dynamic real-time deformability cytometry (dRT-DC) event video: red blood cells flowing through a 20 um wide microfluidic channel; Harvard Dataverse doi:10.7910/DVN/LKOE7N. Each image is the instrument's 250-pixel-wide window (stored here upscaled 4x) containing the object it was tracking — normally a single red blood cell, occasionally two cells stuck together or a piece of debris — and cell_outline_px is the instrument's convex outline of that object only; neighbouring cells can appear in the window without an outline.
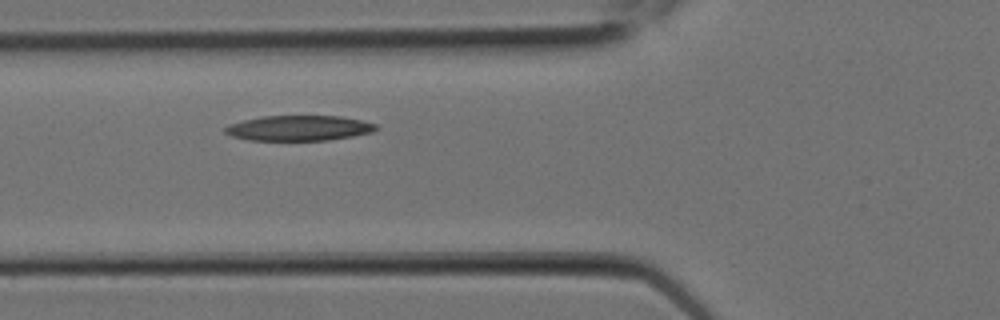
{"species": "Egyptian fruit bat (a non-hibernating species)", "species_latin": "Rousettus aegyptiacus", "temperature_condition": "room temperature", "stored_images_in_passage": 3, "camera_frame_rate_fps": 3000, "um_per_image_px": 0.085, "animal": {"sex": "female"}, "frame": {"image": 1, "passage_image": 2, "time_ms": 0.333, "image_size_px": [1000, 320], "cell_outline_px": [[380, 128], [372, 132], [352, 136], [328, 140], [248, 140], [232, 136], [224, 132], [224, 128], [228, 124], [260, 116], [340, 116], [360, 120], [376, 124]], "centroid_in_image_um": [25.39, 10.88], "position_along_channel_um": 100.4, "area_um2": 22.2}}
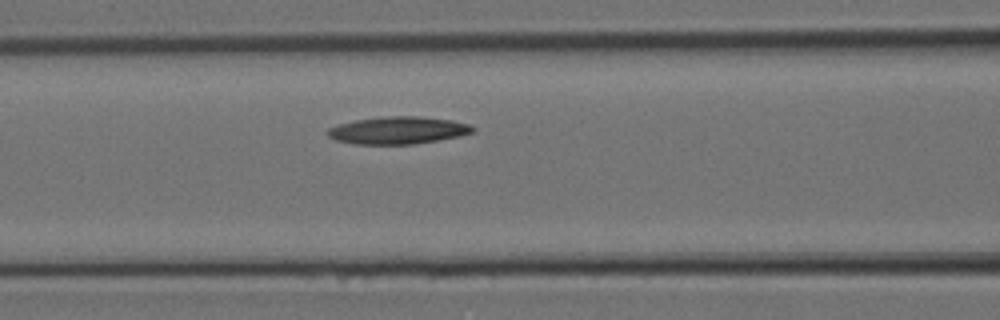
{"frame": {"image": 2, "passage_image": 3, "time_ms": 0.667, "image_size_px": [1000, 320], "cell_outline_px": [[476, 128], [472, 132], [460, 136], [412, 144], [356, 144], [336, 140], [328, 136], [324, 132], [328, 128], [340, 124], [356, 120], [384, 116], [420, 116], [452, 120], [468, 124]], "centroid_in_image_um": [33.81, 11.07], "position_along_channel_um": 132.8, "area_um2": 23.06}}